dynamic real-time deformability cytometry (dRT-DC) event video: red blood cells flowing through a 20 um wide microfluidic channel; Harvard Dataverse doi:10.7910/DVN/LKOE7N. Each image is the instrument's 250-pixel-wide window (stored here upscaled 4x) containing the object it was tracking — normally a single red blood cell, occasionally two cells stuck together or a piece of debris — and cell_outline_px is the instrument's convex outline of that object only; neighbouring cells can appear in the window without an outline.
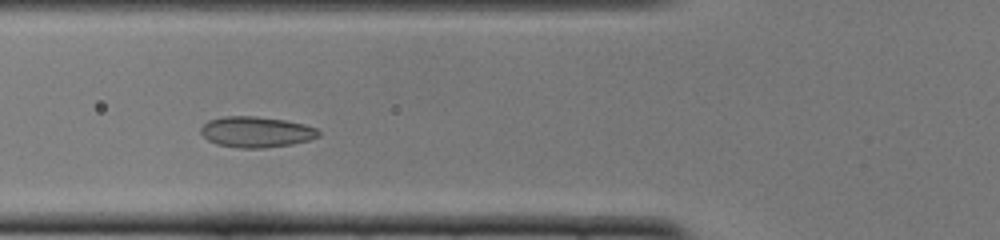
{"species": "common noctule bat (a hibernating species)", "species_latin": "Nyctalus noctula", "temperature_condition": "cold", "stored_images_in_passage": 45, "camera_frame_rate_fps": 3000, "um_per_image_px": 0.085, "animal": {"sex": "female", "body_mass_g": 22.0, "forearm_length_mm": 56.7}, "frame": {"image": 1, "passage_image": 12, "time_ms": 3.667, "image_size_px": [1000, 240], "cell_outline_px": [[320, 136], [308, 140], [292, 144], [264, 148], [240, 148], [216, 144], [208, 140], [200, 132], [200, 128], [208, 120], [224, 116], [256, 116], [284, 120], [304, 124], [316, 128], [320, 132]], "centroid_in_image_um": [21.77, 11.21], "position_along_channel_um": 104.0, "area_um2": 21.15}}
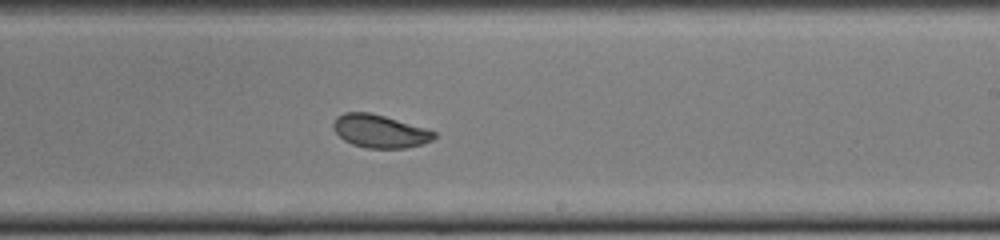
{"frame": {"image": 2, "passage_image": 24, "time_ms": 7.667, "image_size_px": [1000, 240], "cell_outline_px": [[436, 136], [432, 140], [424, 144], [404, 148], [368, 148], [352, 144], [344, 140], [332, 128], [332, 124], [336, 116], [344, 112], [368, 112], [384, 116], [424, 128], [436, 132]], "centroid_in_image_um": [32.26, 11.15], "position_along_channel_um": 256.7, "area_um2": 19.31}}
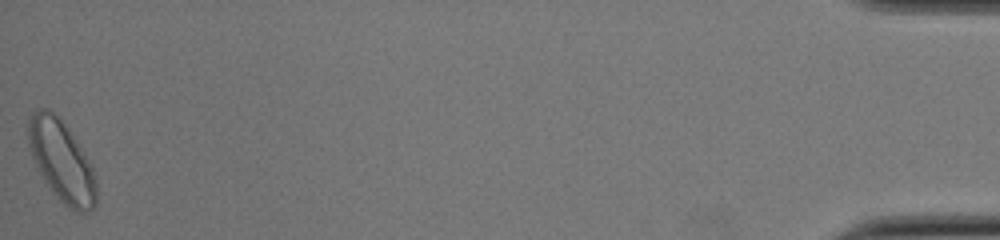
{"frame": {"image": 3, "passage_image": 45, "time_ms": 14.667, "image_size_px": [1000, 240], "cell_outline_px": [[96, 204], [92, 208], [84, 212], [76, 212], [68, 208], [56, 196], [36, 168], [28, 144], [28, 120], [32, 112], [36, 108], [48, 108], [64, 124], [72, 136], [92, 168], [96, 180]], "centroid_in_image_um": [5.2, 13.7], "position_along_channel_um": 430.0, "area_um2": 31.5}, "authors_computed_cell_mechanics": {"area_um2": 21.0392, "velocity_mm_per_s": 3.8262, "shape_relaxation_time_tau1_ms": 3.8622, "shape_relaxation_time_tau2_ms": 0.8291, "deformation_change_tau1": 0.083, "deformation_change_tau2": 0.0474}}